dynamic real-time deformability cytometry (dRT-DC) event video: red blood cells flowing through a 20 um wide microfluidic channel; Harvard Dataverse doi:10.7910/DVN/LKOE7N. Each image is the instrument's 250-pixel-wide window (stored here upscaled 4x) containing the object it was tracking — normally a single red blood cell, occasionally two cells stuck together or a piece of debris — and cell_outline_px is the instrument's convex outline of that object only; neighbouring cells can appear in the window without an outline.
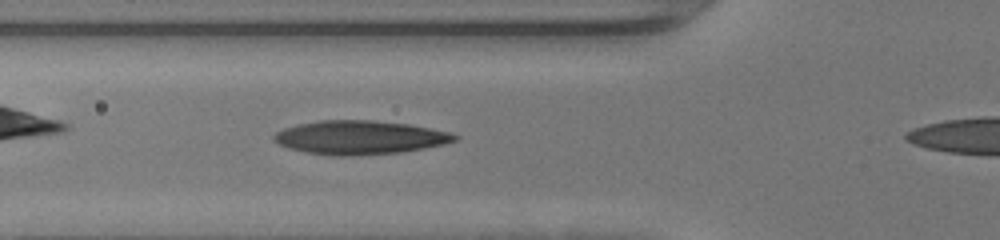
{"species": "human", "species_latin": "Homo sapiens", "temperature_condition": "warm", "stored_images_in_passage": 29, "camera_frame_rate_fps": 3000, "um_per_image_px": 0.085, "donor": {"sex": "female"}, "frame": {"image": 1, "passage_image": 7, "time_ms": 2.0, "image_size_px": [1000, 240], "cell_outline_px": [[460, 136], [456, 140], [444, 144], [424, 148], [400, 152], [352, 156], [332, 156], [308, 152], [288, 148], [272, 140], [272, 136], [276, 132], [284, 128], [296, 124], [320, 120], [372, 120], [408, 124], [448, 132]], "centroid_in_image_um": [30.54, 11.68], "position_along_channel_um": 95.3, "area_um2": 35.49}}
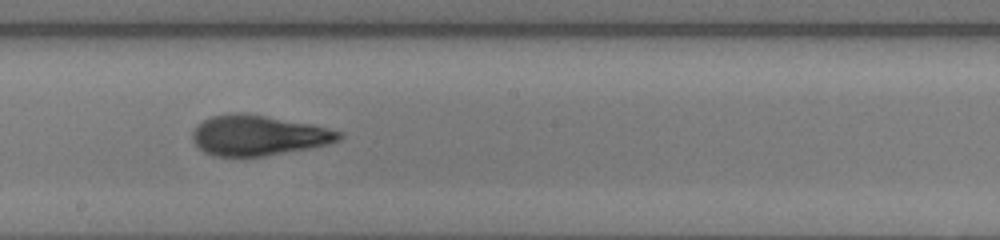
{"frame": {"image": 2, "passage_image": 16, "time_ms": 5.0, "image_size_px": [1000, 240], "cell_outline_px": [[344, 136], [340, 140], [328, 144], [308, 148], [264, 156], [212, 156], [204, 152], [192, 140], [192, 132], [196, 124], [212, 116], [236, 112], [244, 112], [312, 124], [344, 132]], "centroid_in_image_um": [21.96, 11.5], "position_along_channel_um": 226.2, "area_um2": 34.51}}
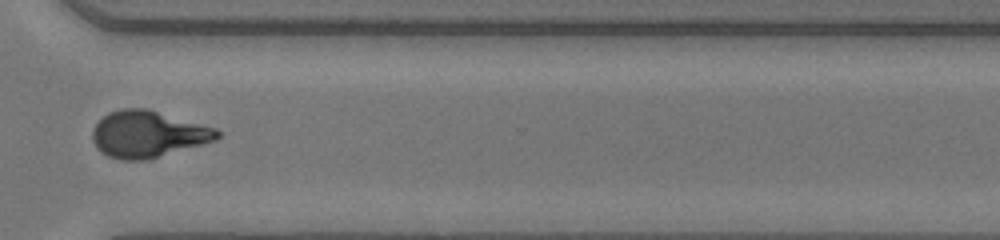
{"frame": {"image": 3, "passage_image": 25, "time_ms": 8.0, "image_size_px": [1000, 240], "cell_outline_px": [[220, 136], [216, 140], [144, 160], [120, 160], [108, 156], [100, 152], [96, 148], [92, 140], [92, 128], [108, 112], [124, 108], [148, 108], [216, 128], [220, 132]], "centroid_in_image_um": [12.54, 11.39], "position_along_channel_um": 358.1, "area_um2": 33.81}}